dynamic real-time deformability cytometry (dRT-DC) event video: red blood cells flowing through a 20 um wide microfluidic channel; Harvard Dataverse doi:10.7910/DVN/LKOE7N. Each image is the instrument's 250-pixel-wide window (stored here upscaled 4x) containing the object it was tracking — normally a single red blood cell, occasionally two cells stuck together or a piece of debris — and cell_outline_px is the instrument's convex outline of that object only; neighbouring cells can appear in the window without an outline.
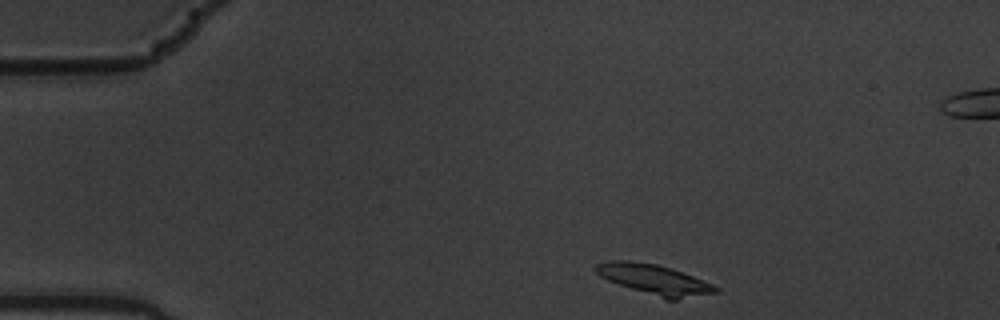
{"species": "common noctule bat (a hibernating species)", "species_latin": "Nyctalus noctula", "temperature_condition": "warm", "stored_images_in_passage": 4, "camera_frame_rate_fps": 3000, "um_per_image_px": 0.085, "animal": {"sex": "male", "body_mass_g": 19.5, "forearm_length_mm": 54.6}, "frame": {"image": 1, "passage_image": 1, "time_ms": 0.0, "image_size_px": [1000, 320], "cell_outline_px": [[720, 292], [676, 300], [664, 300], [608, 280], [600, 276], [592, 268], [596, 264], [612, 260], [632, 260], [656, 264], [672, 268], [712, 284], [720, 288]], "centroid_in_image_um": [55.63, 23.77], "position_along_channel_um": 29.4, "area_um2": 21.21}}